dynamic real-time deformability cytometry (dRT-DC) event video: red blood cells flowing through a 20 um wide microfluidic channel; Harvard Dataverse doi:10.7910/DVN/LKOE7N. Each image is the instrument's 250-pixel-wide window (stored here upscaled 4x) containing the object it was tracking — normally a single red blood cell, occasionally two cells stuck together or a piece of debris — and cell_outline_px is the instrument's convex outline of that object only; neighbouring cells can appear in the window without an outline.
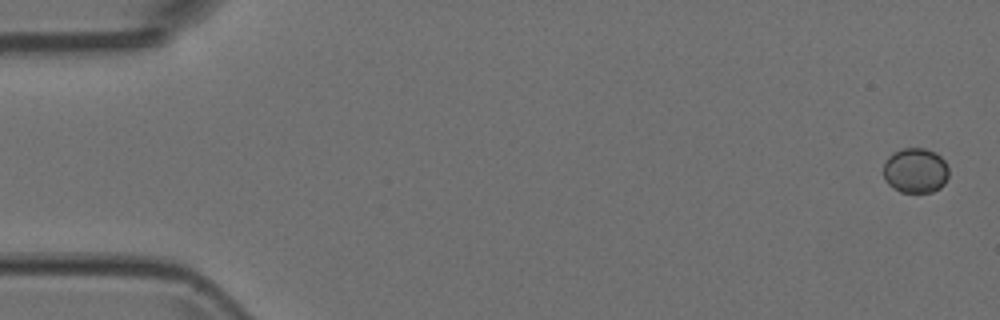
{"species": "Egyptian fruit bat (a non-hibernating species)", "species_latin": "Rousettus aegyptiacus", "temperature_condition": "room temperature", "stored_images_in_passage": 5, "camera_frame_rate_fps": 3000, "um_per_image_px": 0.085, "animal": {"sex": "female"}, "frame": {"image": 1, "passage_image": 1, "time_ms": 0.0, "image_size_px": [1000, 320], "cell_outline_px": [[948, 176], [944, 184], [940, 188], [932, 192], [900, 192], [892, 188], [884, 180], [884, 164], [888, 156], [892, 152], [904, 148], [924, 148], [936, 152], [944, 160], [948, 168]], "centroid_in_image_um": [77.8, 14.49], "position_along_channel_um": 7.2, "area_um2": 17.34}}
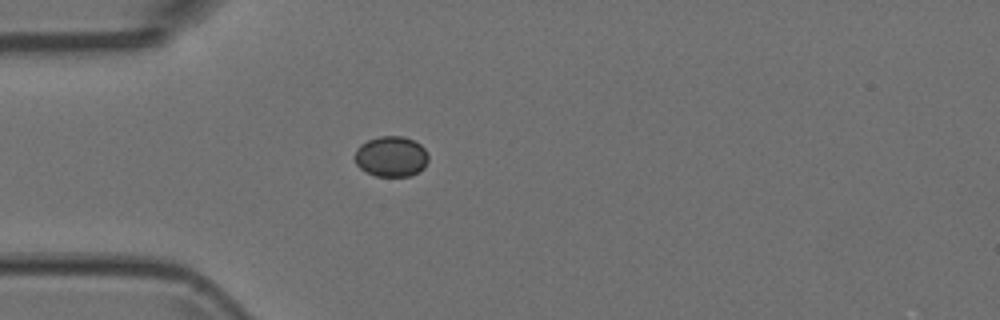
{"frame": {"image": 2, "passage_image": 5, "time_ms": 1.333, "image_size_px": [1000, 320], "cell_outline_px": [[428, 160], [424, 168], [408, 176], [376, 176], [360, 168], [356, 164], [356, 148], [360, 144], [368, 140], [380, 136], [404, 136], [420, 144], [424, 148], [428, 156]], "centroid_in_image_um": [33.25, 13.29], "position_along_channel_um": 51.7, "area_um2": 17.22}}